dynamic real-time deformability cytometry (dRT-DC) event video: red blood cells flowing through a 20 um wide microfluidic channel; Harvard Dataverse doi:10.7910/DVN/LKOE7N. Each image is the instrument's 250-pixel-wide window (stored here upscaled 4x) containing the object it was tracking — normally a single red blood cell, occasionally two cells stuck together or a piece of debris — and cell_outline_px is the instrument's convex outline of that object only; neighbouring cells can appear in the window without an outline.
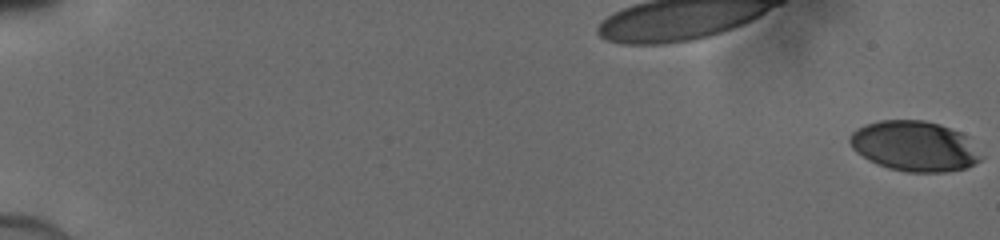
{"species": "human", "species_latin": "Homo sapiens", "temperature_condition": "cold", "stored_images_in_passage": 53, "segment_of_instrument_passage": [1, 2], "camera_frame_rate_fps": 3000, "um_per_image_px": 0.085, "donor": {"sex": "male"}, "frame": {"image": 1, "passage_image": 1, "time_ms": 0.0, "image_size_px": [1000, 240], "cell_outline_px": [[980, 160], [968, 168], [944, 172], [908, 172], [888, 168], [876, 164], [868, 160], [856, 152], [852, 148], [848, 140], [852, 132], [856, 128], [864, 124], [880, 120], [924, 120], [940, 124], [960, 132], [964, 136]], "centroid_in_image_um": [77.62, 12.42], "position_along_channel_um": 7.4, "area_um2": 37.97}}
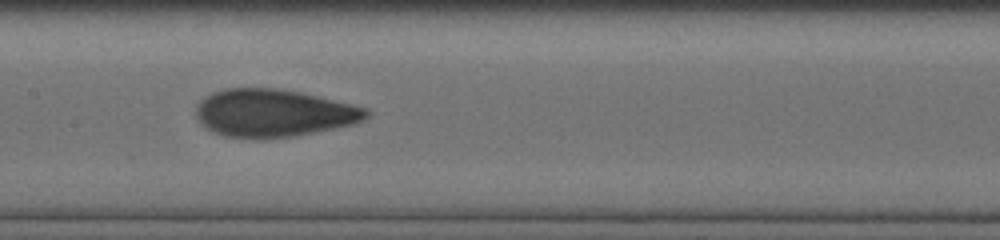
{"frame": {"image": 2, "passage_image": 29, "time_ms": 9.333, "image_size_px": [1000, 240], "cell_outline_px": [[372, 112], [364, 120], [352, 124], [292, 136], [264, 140], [224, 136], [212, 132], [196, 120], [196, 108], [200, 100], [212, 92], [224, 88], [276, 88], [300, 92], [352, 104], [368, 108]], "centroid_in_image_um": [23.22, 9.61], "position_along_channel_um": 184.2, "area_um2": 47.57}}
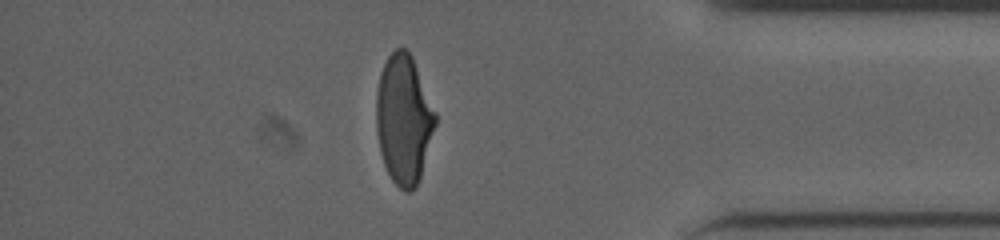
{"frame": {"image": 3, "passage_image": 46, "time_ms": 15.0, "image_size_px": [1000, 240], "cell_outline_px": [[436, 124], [420, 176], [416, 188], [412, 192], [404, 192], [392, 180], [384, 164], [380, 152], [376, 128], [376, 92], [380, 72], [388, 56], [396, 48], [404, 48], [412, 56], [436, 112]], "centroid_in_image_um": [34.31, 10.15], "position_along_channel_um": 400.9, "area_um2": 44.45}}